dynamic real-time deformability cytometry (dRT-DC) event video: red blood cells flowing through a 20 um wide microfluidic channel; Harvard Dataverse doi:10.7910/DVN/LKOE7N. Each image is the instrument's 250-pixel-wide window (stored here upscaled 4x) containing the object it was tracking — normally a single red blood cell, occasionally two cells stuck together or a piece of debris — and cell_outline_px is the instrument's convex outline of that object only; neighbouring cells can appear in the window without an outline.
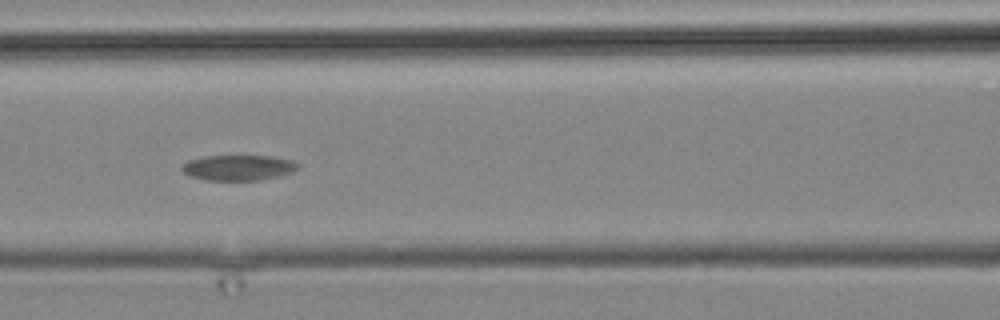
{"species": "common noctule bat (a hibernating species)", "species_latin": "Nyctalus noctula", "temperature_condition": "cold", "stored_images_in_passage": 5, "camera_frame_rate_fps": 3000, "um_per_image_px": 0.085, "animal": {"sex": "male", "body_mass_g": 19.2, "forearm_length_mm": 51.8}, "frame": {"image": 1, "passage_image": 4, "time_ms": 3.667, "image_size_px": [1000, 320], "cell_outline_px": [[300, 168], [292, 172], [280, 176], [260, 180], [204, 180], [188, 176], [180, 168], [188, 160], [204, 156], [272, 156], [292, 160], [300, 164]], "centroid_in_image_um": [20.28, 14.25], "position_along_channel_um": 146.3, "area_um2": 17.4}}
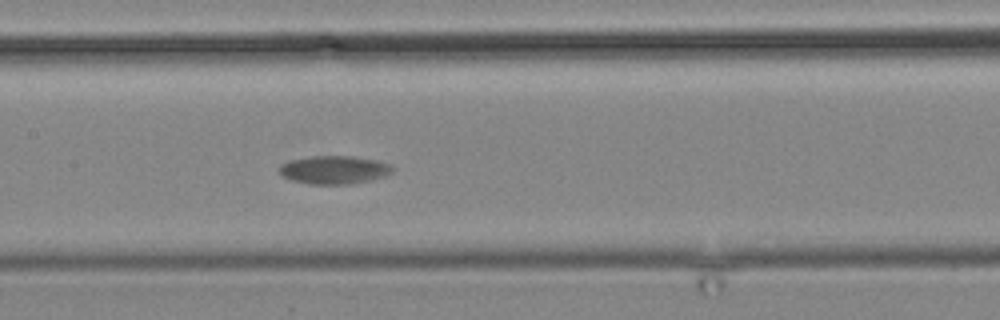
{"frame": {"image": 2, "passage_image": 5, "time_ms": 4.667, "image_size_px": [1000, 320], "cell_outline_px": [[392, 172], [384, 176], [352, 184], [308, 184], [292, 180], [284, 176], [280, 172], [280, 164], [288, 160], [312, 156], [352, 156], [376, 160], [392, 164]], "centroid_in_image_um": [28.39, 14.43], "position_along_channel_um": 179.0, "area_um2": 18.55}}